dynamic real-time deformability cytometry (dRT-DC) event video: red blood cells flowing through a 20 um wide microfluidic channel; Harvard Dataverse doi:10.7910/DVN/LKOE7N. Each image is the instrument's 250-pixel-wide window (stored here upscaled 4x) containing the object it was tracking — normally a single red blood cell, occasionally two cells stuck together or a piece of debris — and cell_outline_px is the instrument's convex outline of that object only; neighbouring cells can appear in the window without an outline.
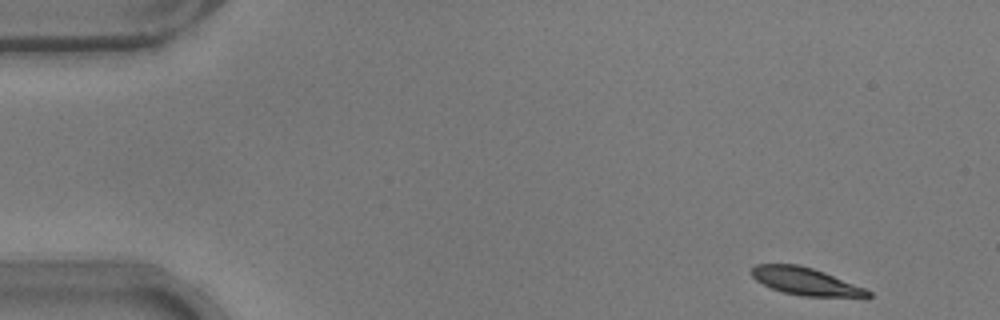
{"species": "common noctule bat (a hibernating species)", "species_latin": "Nyctalus noctula", "temperature_condition": "warm", "stored_images_in_passage": 50, "camera_frame_rate_fps": 3000, "um_per_image_px": 0.085, "animal": {"sex": "male", "body_mass_g": 17.9}, "frame": {"image": 1, "passage_image": 1, "time_ms": 0.0, "image_size_px": [1000, 320], "cell_outline_px": [[872, 296], [868, 300], [800, 296], [784, 292], [772, 288], [756, 280], [752, 276], [752, 268], [756, 264], [800, 264], [824, 272], [864, 288], [872, 292]], "centroid_in_image_um": [68.62, 23.97], "position_along_channel_um": 16.4, "area_um2": 19.25}}
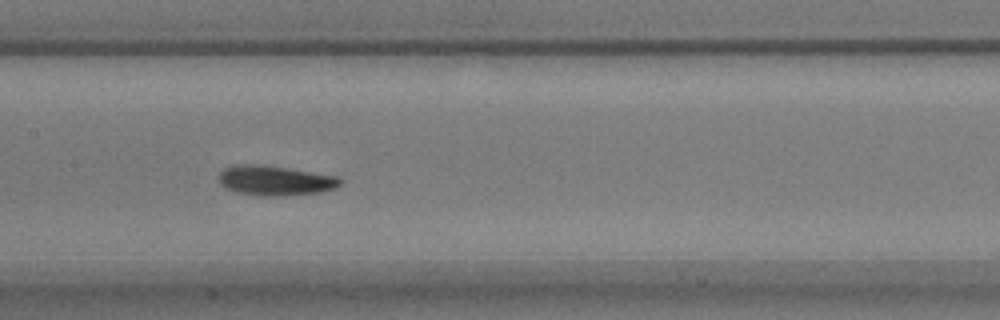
{"frame": {"image": 2, "passage_image": 23, "time_ms": 7.333, "image_size_px": [1000, 320], "cell_outline_px": [[344, 180], [336, 188], [320, 192], [272, 196], [256, 196], [236, 192], [224, 188], [220, 184], [220, 172], [224, 168], [232, 164], [260, 164], [340, 176]], "centroid_in_image_um": [23.38, 15.34], "position_along_channel_um": 184.0, "area_um2": 21.33}}
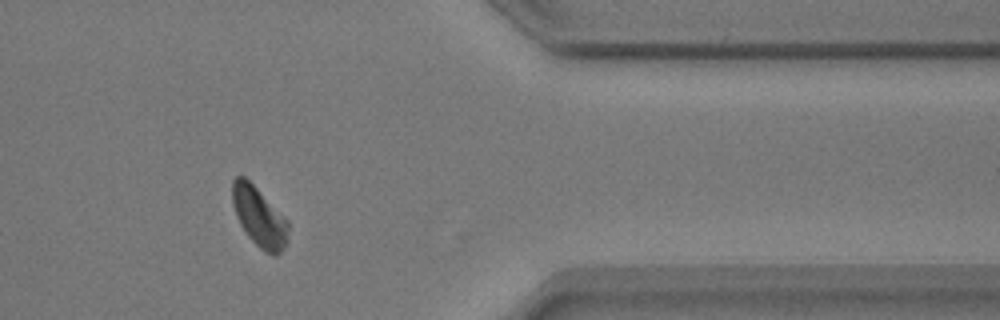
{"frame": {"image": 3, "passage_image": 41, "time_ms": 13.333, "image_size_px": [1000, 320], "cell_outline_px": [[288, 228], [284, 248], [276, 256], [272, 256], [264, 252], [248, 236], [240, 224], [236, 216], [232, 204], [232, 180], [236, 176], [244, 176], [288, 220]], "centroid_in_image_um": [22.01, 18.45], "position_along_channel_um": 389.4, "area_um2": 19.19}, "authors_computed_cell_mechanics": {"area_um2": 19.652, "velocity_mm_per_s": 3.7399, "shape_relaxation_time_tau1_ms": 1.9448, "shape_relaxation_time_tau2_ms": 1.7047, "deformation_change_tau1": 0.1082, "deformation_change_tau2": 0.0611}}